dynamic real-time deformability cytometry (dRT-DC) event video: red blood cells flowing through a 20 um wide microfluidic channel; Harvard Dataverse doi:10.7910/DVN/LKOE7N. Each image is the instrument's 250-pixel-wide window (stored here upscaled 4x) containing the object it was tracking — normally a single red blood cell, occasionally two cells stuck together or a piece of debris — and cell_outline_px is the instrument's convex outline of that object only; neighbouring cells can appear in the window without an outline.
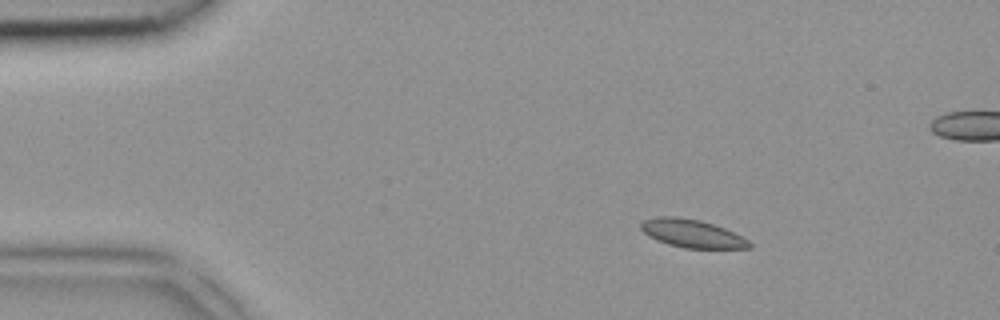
{"species": "common noctule bat (a hibernating species)", "species_latin": "Nyctalus noctula", "temperature_condition": "room temperature", "stored_images_in_passage": 3, "camera_frame_rate_fps": 3000, "um_per_image_px": 0.085, "animal": {"sex": "female", "body_mass_g": 18.4}, "frame": {"image": 1, "passage_image": 3, "time_ms": 0.667, "image_size_px": [1000, 320], "cell_outline_px": [[752, 248], [684, 248], [668, 244], [656, 240], [648, 236], [640, 228], [640, 224], [644, 220], [656, 216], [676, 216], [700, 220], [724, 228], [748, 240], [752, 244]], "centroid_in_image_um": [58.78, 19.84], "position_along_channel_um": 26.2, "area_um2": 17.69}}